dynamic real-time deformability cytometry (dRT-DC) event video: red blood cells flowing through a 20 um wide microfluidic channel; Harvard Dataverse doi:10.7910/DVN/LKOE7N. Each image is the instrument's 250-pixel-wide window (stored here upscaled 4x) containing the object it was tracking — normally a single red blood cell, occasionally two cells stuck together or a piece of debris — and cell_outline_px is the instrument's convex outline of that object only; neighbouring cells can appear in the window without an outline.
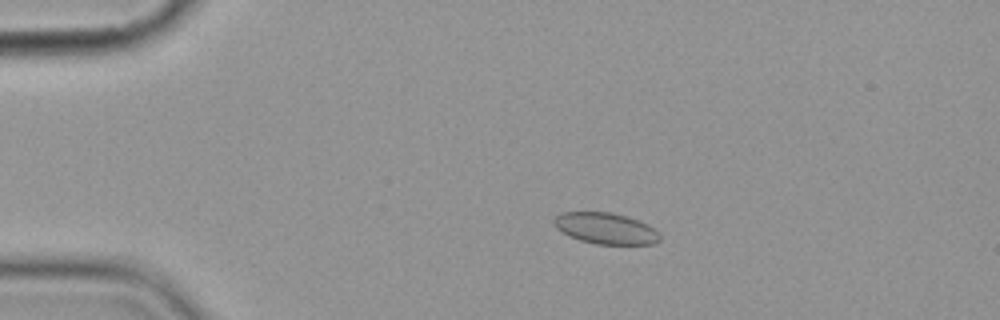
{"species": "common noctule bat (a hibernating species)", "species_latin": "Nyctalus noctula", "temperature_condition": "cold", "stored_images_in_passage": 6, "camera_frame_rate_fps": 3000, "um_per_image_px": 0.085, "animal": {"sex": "female", "body_mass_g": 19.9}, "frame": {"image": 1, "passage_image": 3, "time_ms": 3.0, "image_size_px": [1000, 320], "cell_outline_px": [[660, 240], [656, 244], [596, 244], [580, 240], [568, 236], [556, 228], [552, 224], [552, 220], [560, 212], [612, 212], [628, 216], [648, 224], [660, 232]], "centroid_in_image_um": [51.48, 19.41], "position_along_channel_um": 33.5, "area_um2": 19.59}}
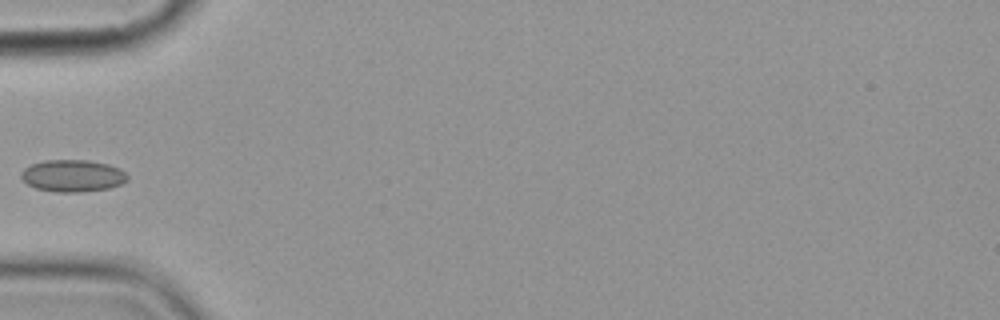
{"frame": {"image": 2, "passage_image": 5, "time_ms": 5.667, "image_size_px": [1000, 320], "cell_outline_px": [[128, 180], [120, 184], [108, 188], [80, 192], [56, 192], [36, 188], [28, 184], [20, 176], [20, 172], [24, 168], [32, 164], [44, 160], [88, 160], [108, 164], [120, 168], [128, 176]], "centroid_in_image_um": [6.17, 14.93], "position_along_channel_um": 78.8, "area_um2": 19.83}}
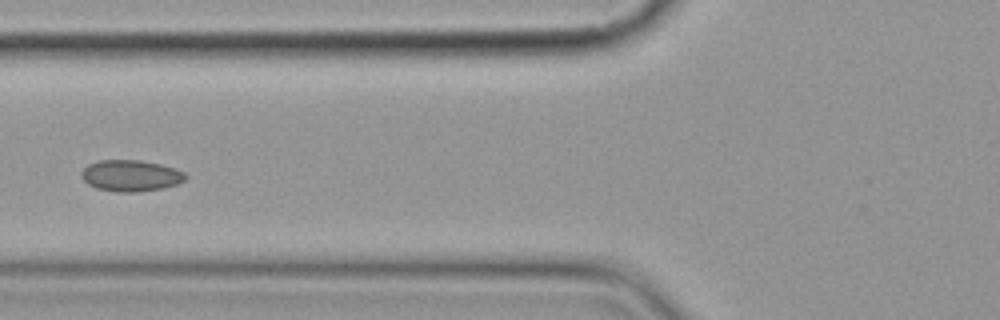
{"frame": {"image": 3, "passage_image": 6, "time_ms": 6.667, "image_size_px": [1000, 320], "cell_outline_px": [[188, 176], [184, 180], [176, 184], [164, 188], [132, 192], [116, 192], [96, 188], [88, 184], [80, 176], [80, 172], [88, 164], [96, 160], [140, 160], [160, 164], [176, 168], [184, 172]], "centroid_in_image_um": [11.1, 14.92], "position_along_channel_um": 114.7, "area_um2": 19.13}}